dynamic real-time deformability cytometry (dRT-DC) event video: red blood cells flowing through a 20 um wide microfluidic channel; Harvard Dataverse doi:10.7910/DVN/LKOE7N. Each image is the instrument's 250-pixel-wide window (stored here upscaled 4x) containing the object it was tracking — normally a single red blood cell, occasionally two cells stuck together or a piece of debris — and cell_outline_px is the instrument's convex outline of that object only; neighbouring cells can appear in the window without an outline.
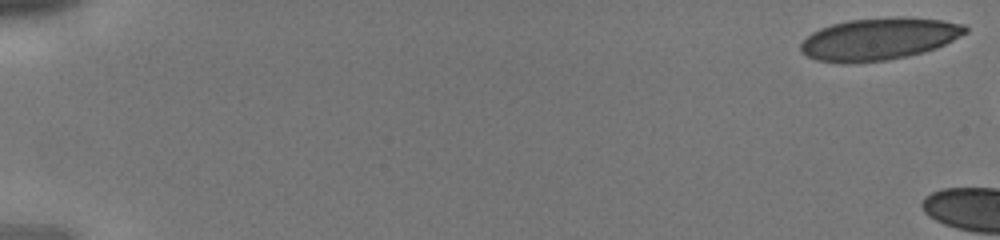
{"species": "human", "species_latin": "Homo sapiens", "temperature_condition": "cold", "stored_images_in_passage": 4, "camera_frame_rate_fps": 3000, "um_per_image_px": 0.085, "donor": {"sex": "male"}, "frame": {"image": 1, "passage_image": 1, "time_ms": 0.0, "image_size_px": [1000, 240], "cell_outline_px": [[968, 32], [936, 48], [888, 60], [816, 60], [800, 52], [800, 44], [812, 32], [820, 28], [832, 24], [848, 20], [900, 16], [908, 16], [940, 20], [964, 24], [968, 28]], "centroid_in_image_um": [74.75, 3.25], "position_along_channel_um": 10.2, "area_um2": 39.42}}